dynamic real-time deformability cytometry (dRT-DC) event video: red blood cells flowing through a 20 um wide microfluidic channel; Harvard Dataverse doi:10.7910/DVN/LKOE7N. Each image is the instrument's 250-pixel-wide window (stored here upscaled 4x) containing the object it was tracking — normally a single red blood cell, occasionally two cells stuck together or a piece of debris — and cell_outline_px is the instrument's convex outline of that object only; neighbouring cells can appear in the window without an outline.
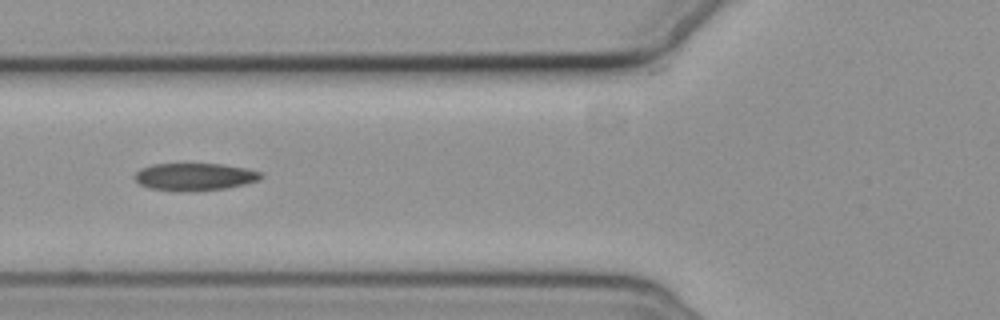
{"species": "common noctule bat (a hibernating species)", "species_latin": "Nyctalus noctula", "temperature_condition": "cold", "stored_images_in_passage": 12, "camera_frame_rate_fps": 3000, "um_per_image_px": 0.085, "animal": {"sex": "female", "body_mass_g": 19.3, "forearm_length_mm": 54.1}, "frame": {"image": 1, "passage_image": 3, "time_ms": 3.333, "image_size_px": [1000, 320], "cell_outline_px": [[264, 176], [260, 180], [228, 188], [196, 192], [180, 192], [148, 188], [140, 184], [132, 176], [140, 168], [152, 164], [220, 164], [244, 168], [260, 172]], "centroid_in_image_um": [16.52, 15.05], "position_along_channel_um": 109.3, "area_um2": 20.52}}
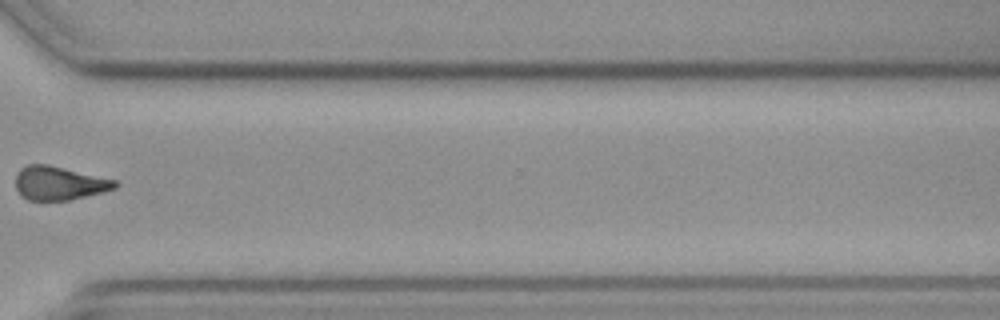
{"frame": {"image": 2, "passage_image": 9, "time_ms": 10.333, "image_size_px": [1000, 320], "cell_outline_px": [[120, 184], [116, 188], [104, 192], [68, 200], [28, 200], [20, 196], [16, 188], [16, 172], [20, 168], [28, 164], [48, 164], [116, 180]], "centroid_in_image_um": [5.02, 15.57], "position_along_channel_um": 365.6, "area_um2": 19.65}}
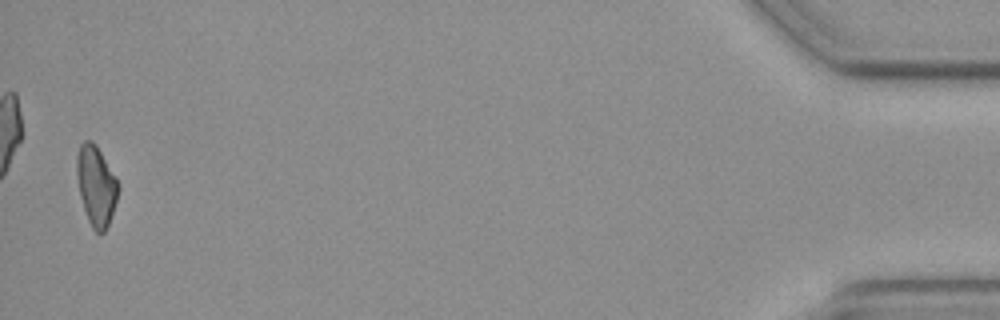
{"frame": {"image": 3, "passage_image": 12, "time_ms": 14.667, "image_size_px": [1000, 320], "cell_outline_px": [[120, 188], [108, 224], [104, 232], [100, 236], [92, 228], [88, 220], [80, 196], [76, 172], [76, 156], [80, 144], [84, 140], [92, 140], [96, 144], [120, 184]], "centroid_in_image_um": [8.16, 15.76], "position_along_channel_um": 427.0, "area_um2": 19.36}}